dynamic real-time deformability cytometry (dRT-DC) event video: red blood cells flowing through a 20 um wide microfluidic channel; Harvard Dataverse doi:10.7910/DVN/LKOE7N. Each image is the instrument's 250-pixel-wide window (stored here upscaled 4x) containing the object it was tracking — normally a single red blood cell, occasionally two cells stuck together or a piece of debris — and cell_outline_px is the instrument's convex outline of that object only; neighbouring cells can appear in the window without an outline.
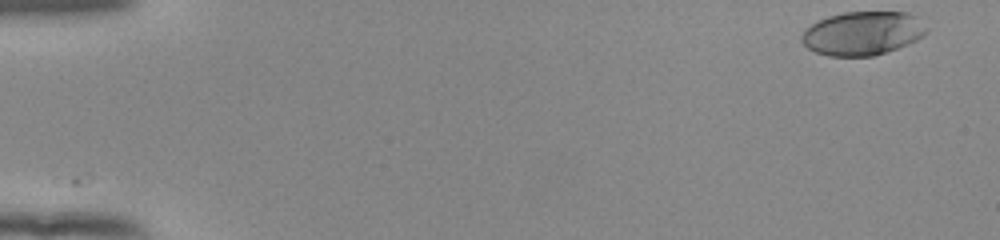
{"species": "human", "species_latin": "Homo sapiens", "temperature_condition": "room temperature", "stored_images_in_passage": 52, "camera_frame_rate_fps": 3000, "um_per_image_px": 0.085, "donor": {"sex": "female"}, "frame": {"image": 1, "passage_image": 1, "time_ms": 0.0, "image_size_px": [1000, 240], "cell_outline_px": [[928, 32], [924, 36], [908, 44], [872, 56], [828, 56], [816, 52], [808, 48], [800, 40], [800, 36], [804, 28], [828, 16], [844, 12], [908, 12], [916, 16], [928, 28]], "centroid_in_image_um": [73.32, 2.82], "position_along_channel_um": 11.7, "area_um2": 31.91}}
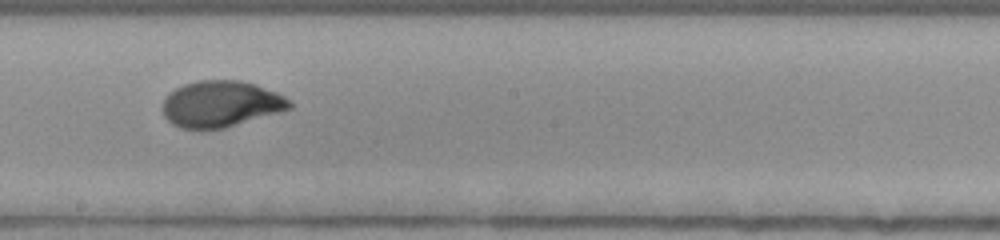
{"frame": {"image": 2, "passage_image": 30, "time_ms": 9.667, "image_size_px": [1000, 240], "cell_outline_px": [[292, 108], [280, 112], [224, 128], [204, 132], [180, 128], [172, 124], [164, 116], [164, 96], [168, 92], [184, 84], [196, 80], [240, 80], [256, 84], [276, 92], [284, 96], [292, 104]], "centroid_in_image_um": [18.74, 8.86], "position_along_channel_um": 229.5, "area_um2": 34.8}}
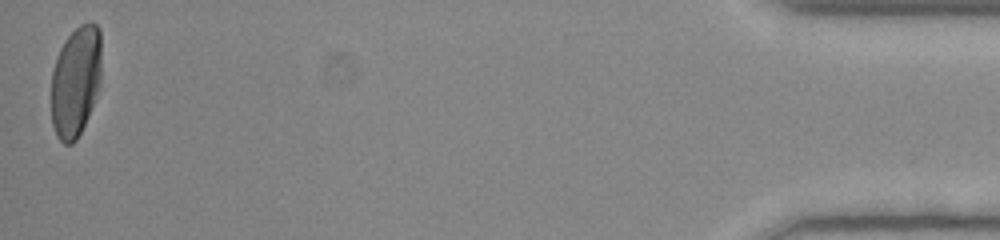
{"frame": {"image": 3, "passage_image": 52, "time_ms": 17.0, "image_size_px": [1000, 240], "cell_outline_px": [[100, 84], [88, 116], [76, 140], [72, 144], [64, 144], [56, 136], [52, 124], [52, 72], [60, 48], [64, 40], [80, 24], [88, 20], [92, 20], [100, 28]], "centroid_in_image_um": [6.44, 6.88], "position_along_channel_um": 428.8, "area_um2": 32.37}, "authors_computed_cell_mechanics": {"area_um2": 33.235, "velocity_mm_per_s": 3.8698, "shape_relaxation_time_tau1_ms": 4.2807, "shape_relaxation_time_tau2_ms": null, "deformation_change_tau1": 0.1709, "deformation_change_tau2": null}}